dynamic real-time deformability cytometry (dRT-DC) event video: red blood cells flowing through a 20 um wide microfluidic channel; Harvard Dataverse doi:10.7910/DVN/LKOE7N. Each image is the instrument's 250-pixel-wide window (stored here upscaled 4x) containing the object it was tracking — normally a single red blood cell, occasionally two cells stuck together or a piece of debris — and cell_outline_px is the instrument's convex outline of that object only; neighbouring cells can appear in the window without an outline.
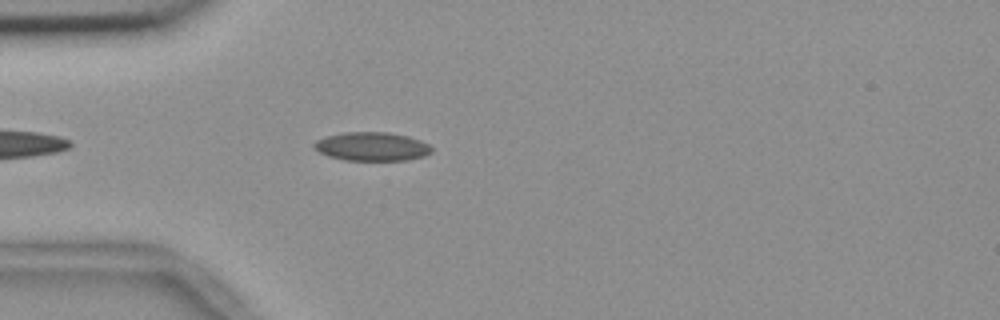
{"species": "common noctule bat (a hibernating species)", "species_latin": "Nyctalus noctula", "temperature_condition": "room temperature", "stored_images_in_passage": 10, "camera_frame_rate_fps": 3000, "um_per_image_px": 0.085, "animal": {"sex": "female", "body_mass_g": 18.4}, "frame": {"image": 1, "passage_image": 5, "time_ms": 1.333, "image_size_px": [1000, 320], "cell_outline_px": [[432, 152], [424, 156], [408, 160], [344, 160], [328, 156], [320, 152], [312, 144], [316, 140], [324, 136], [344, 132], [388, 132], [408, 136], [420, 140], [428, 144], [432, 148]], "centroid_in_image_um": [31.61, 12.45], "position_along_channel_um": 53.4, "area_um2": 19.71}}